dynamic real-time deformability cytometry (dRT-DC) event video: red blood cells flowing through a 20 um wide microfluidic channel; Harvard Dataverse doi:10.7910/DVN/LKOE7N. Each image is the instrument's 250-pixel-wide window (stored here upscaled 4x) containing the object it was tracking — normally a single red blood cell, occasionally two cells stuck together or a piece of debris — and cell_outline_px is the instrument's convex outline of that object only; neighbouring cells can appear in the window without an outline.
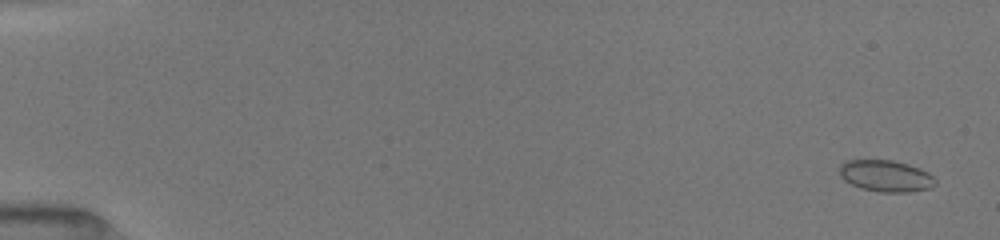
{"species": "common noctule bat (a hibernating species)", "species_latin": "Nyctalus noctula", "temperature_condition": "room temperature", "stored_images_in_passage": 20, "camera_frame_rate_fps": 3000, "um_per_image_px": 0.085, "animal": {"sex": "female", "body_mass_g": 19.5, "forearm_length_mm": 54.1}, "frame": {"image": 1, "passage_image": 2, "time_ms": 0.667, "image_size_px": [1000, 240], "cell_outline_px": [[936, 184], [928, 188], [908, 192], [880, 192], [860, 188], [844, 180], [840, 176], [840, 164], [844, 160], [892, 160], [908, 164], [920, 168], [928, 172], [936, 180]], "centroid_in_image_um": [75.28, 14.95], "position_along_channel_um": 9.7, "area_um2": 17.63}}
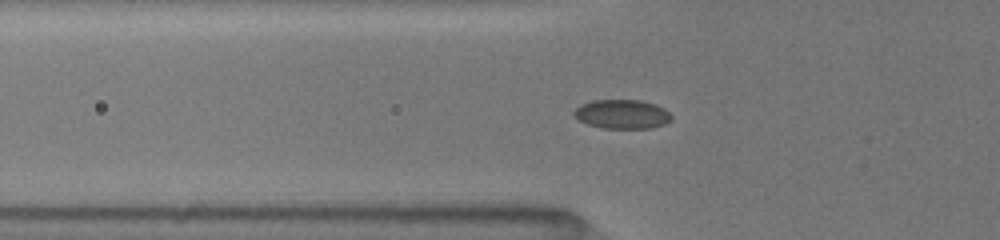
{"frame": {"image": 2, "passage_image": 16, "time_ms": 6.333, "image_size_px": [1000, 240], "cell_outline_px": [[672, 120], [664, 124], [652, 128], [604, 128], [588, 124], [580, 120], [572, 112], [580, 104], [592, 100], [640, 100], [656, 104], [664, 108], [672, 116]], "centroid_in_image_um": [52.9, 9.69], "position_along_channel_um": 72.9, "area_um2": 16.53}}
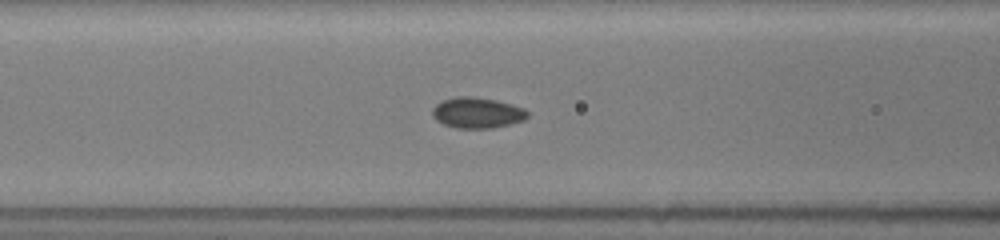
{"frame": {"image": 3, "passage_image": 19, "time_ms": 7.667, "image_size_px": [1000, 240], "cell_outline_px": [[528, 116], [524, 120], [492, 128], [456, 128], [444, 124], [436, 120], [432, 116], [432, 108], [440, 100], [456, 96], [472, 96], [496, 100], [512, 104], [524, 108], [528, 112]], "centroid_in_image_um": [40.53, 9.57], "position_along_channel_um": 126.1, "area_um2": 17.17}}